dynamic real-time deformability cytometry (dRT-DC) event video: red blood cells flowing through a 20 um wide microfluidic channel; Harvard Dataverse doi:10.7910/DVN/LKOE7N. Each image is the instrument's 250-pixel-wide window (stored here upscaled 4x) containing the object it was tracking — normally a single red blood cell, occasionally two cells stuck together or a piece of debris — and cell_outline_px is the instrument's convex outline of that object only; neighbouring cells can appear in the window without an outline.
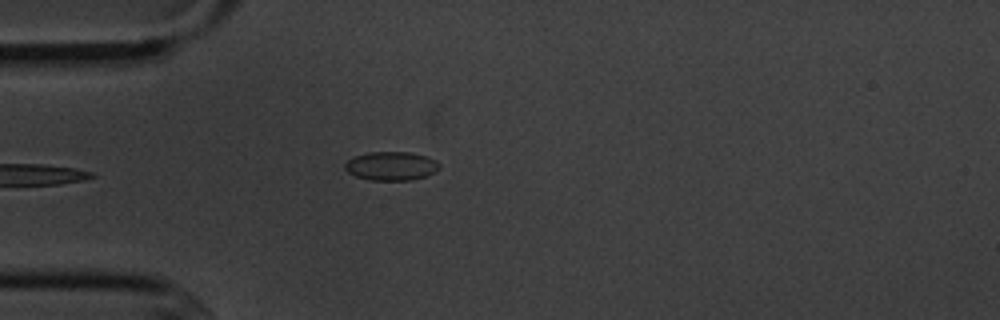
{"species": "common noctule bat (a hibernating species)", "species_latin": "Nyctalus noctula", "temperature_condition": "cold", "stored_images_in_passage": 5, "camera_frame_rate_fps": 3000, "um_per_image_px": 0.085, "animal": {"sex": "male", "body_mass_g": 20.1, "forearm_length_mm": 53.5}, "frame": {"image": 1, "passage_image": 5, "time_ms": 4.333, "image_size_px": [1000, 320], "cell_outline_px": [[440, 168], [428, 176], [412, 180], [372, 180], [356, 176], [348, 172], [344, 168], [344, 164], [348, 160], [356, 156], [368, 152], [408, 152], [424, 156], [436, 160], [440, 164]], "centroid_in_image_um": [33.27, 14.11], "position_along_channel_um": 51.7, "area_um2": 15.78}}